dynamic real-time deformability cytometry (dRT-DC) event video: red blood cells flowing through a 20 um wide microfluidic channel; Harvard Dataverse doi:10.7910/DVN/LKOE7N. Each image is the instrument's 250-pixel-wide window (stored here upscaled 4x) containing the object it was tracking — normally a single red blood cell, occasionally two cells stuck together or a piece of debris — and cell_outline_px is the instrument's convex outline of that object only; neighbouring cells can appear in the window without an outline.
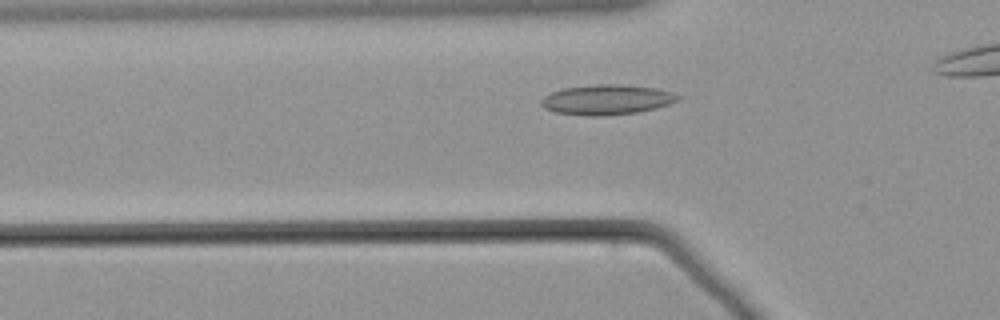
{"species": "common noctule bat (a hibernating species)", "species_latin": "Nyctalus noctula", "temperature_condition": "warm", "stored_images_in_passage": 31, "camera_frame_rate_fps": 3000, "um_per_image_px": 0.085, "animal": {"sex": "male", "body_mass_g": 21.5, "forearm_length_mm": 52.0}, "frame": {"image": 1, "passage_image": 3, "time_ms": 0.667, "image_size_px": [1000, 320], "cell_outline_px": [[680, 100], [656, 108], [636, 112], [604, 116], [588, 116], [556, 112], [544, 108], [540, 104], [540, 100], [544, 96], [552, 92], [564, 88], [596, 84], [624, 84], [656, 88], [672, 92], [680, 96]], "centroid_in_image_um": [51.58, 8.47], "position_along_channel_um": 74.2, "area_um2": 23.99}}
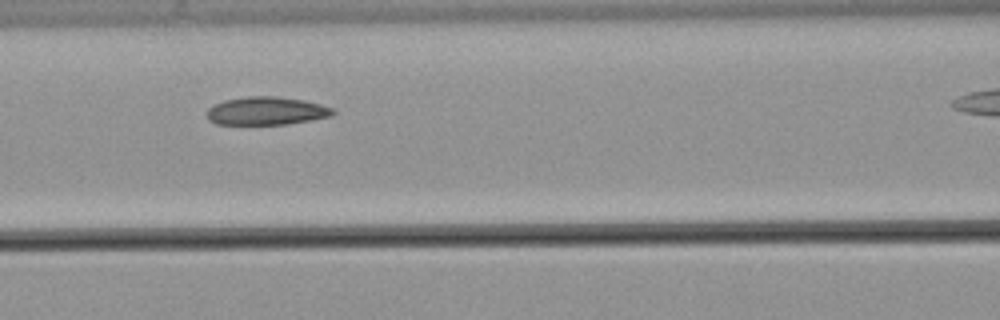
{"frame": {"image": 2, "passage_image": 9, "time_ms": 2.667, "image_size_px": [1000, 320], "cell_outline_px": [[336, 112], [332, 116], [312, 120], [284, 124], [216, 124], [208, 120], [208, 108], [224, 100], [244, 96], [272, 96], [300, 100], [320, 104], [332, 108]], "centroid_in_image_um": [22.64, 9.43], "position_along_channel_um": 144.0, "area_um2": 20.46}}
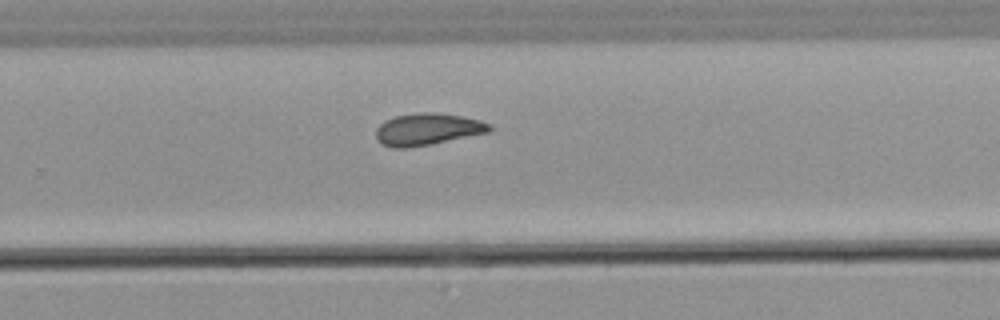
{"frame": {"image": 3, "passage_image": 22, "time_ms": 7.0, "image_size_px": [1000, 320], "cell_outline_px": [[492, 132], [432, 144], [408, 148], [392, 148], [376, 140], [376, 128], [384, 120], [396, 116], [424, 112], [432, 112], [460, 116], [480, 120], [492, 124]], "centroid_in_image_um": [36.37, 11.0], "position_along_channel_um": 293.4, "area_um2": 21.27}}